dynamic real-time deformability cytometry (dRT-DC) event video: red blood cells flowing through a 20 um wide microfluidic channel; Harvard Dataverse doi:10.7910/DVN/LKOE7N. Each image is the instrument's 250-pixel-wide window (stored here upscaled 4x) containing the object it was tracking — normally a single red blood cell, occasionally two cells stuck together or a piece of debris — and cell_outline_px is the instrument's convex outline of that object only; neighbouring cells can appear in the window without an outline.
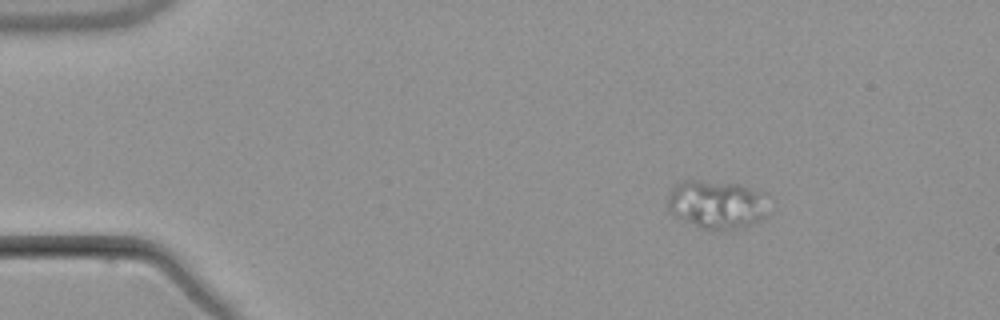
{"species": "common noctule bat (a hibernating species)", "species_latin": "Nyctalus noctula", "temperature_condition": "warm", "stored_images_in_passage": 8, "camera_frame_rate_fps": 3000, "um_per_image_px": 0.085, "animal": {"sex": "male", "body_mass_g": 21.5, "forearm_length_mm": 52.0}, "frame": {"image": 1, "passage_image": 2, "time_ms": 1.0, "image_size_px": [1000, 320], "cell_outline_px": [[768, 192], [764, 216], [748, 224], [736, 228], [716, 232], [700, 228], [676, 216], [668, 208], [668, 196], [672, 188], [684, 180], [696, 180], [740, 184]], "centroid_in_image_um": [60.93, 17.36], "position_along_channel_um": 24.1, "area_um2": 28.5}}
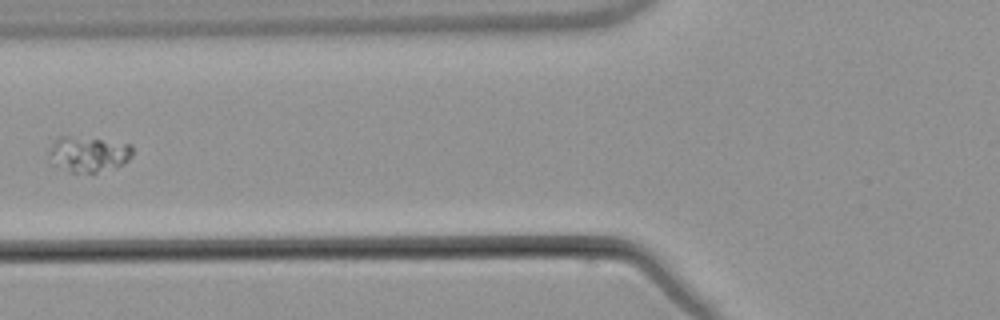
{"frame": {"image": 2, "passage_image": 6, "time_ms": 6.0, "image_size_px": [1000, 320], "cell_outline_px": [[132, 156], [124, 164], [96, 172], [72, 172], [52, 164], [48, 152], [48, 148], [60, 136], [68, 136], [132, 144]], "centroid_in_image_um": [7.5, 13.1], "position_along_channel_um": 118.3, "area_um2": 16.99}}
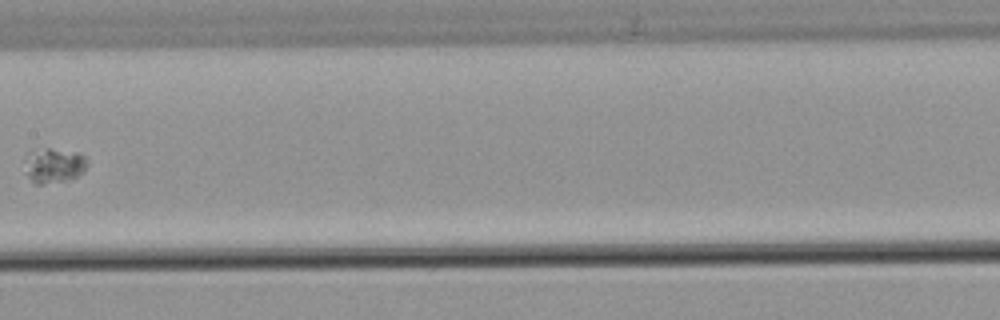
{"frame": {"image": 3, "passage_image": 8, "time_ms": 8.333, "image_size_px": [1000, 320], "cell_outline_px": [[88, 164], [84, 172], [76, 176], [44, 184], [36, 184], [28, 176], [28, 172], [36, 156], [44, 148], [48, 148], [76, 152], [84, 156], [88, 160]], "centroid_in_image_um": [4.8, 14.1], "position_along_channel_um": 202.6, "area_um2": 11.21}}